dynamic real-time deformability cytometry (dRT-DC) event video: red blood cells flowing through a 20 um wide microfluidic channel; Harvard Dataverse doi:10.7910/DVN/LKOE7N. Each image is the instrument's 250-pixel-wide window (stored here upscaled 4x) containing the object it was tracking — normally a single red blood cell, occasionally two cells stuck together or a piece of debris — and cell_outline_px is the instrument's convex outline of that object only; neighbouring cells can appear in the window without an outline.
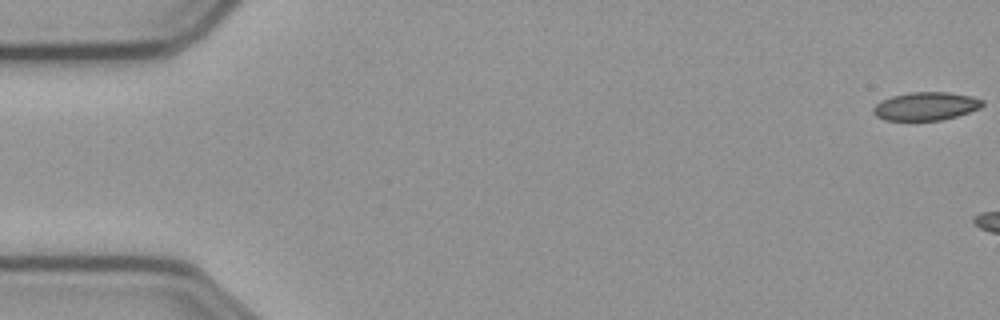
{"species": "common noctule bat (a hibernating species)", "species_latin": "Nyctalus noctula", "temperature_condition": "cold", "stored_images_in_passage": 5, "camera_frame_rate_fps": 3000, "um_per_image_px": 0.085, "animal": {"sex": "male", "body_mass_g": 23.1, "forearm_length_mm": 52.7}, "frame": {"image": 1, "passage_image": 1, "time_ms": 0.0, "image_size_px": [1000, 320], "cell_outline_px": [[984, 104], [980, 108], [956, 116], [940, 120], [884, 120], [876, 116], [872, 112], [872, 108], [880, 100], [892, 96], [912, 92], [948, 92], [972, 96], [984, 100]], "centroid_in_image_um": [78.68, 9.02], "position_along_channel_um": 6.3, "area_um2": 17.98}}